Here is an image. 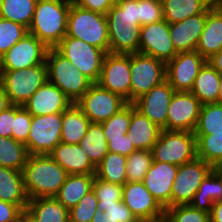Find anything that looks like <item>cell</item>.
I'll list each match as a JSON object with an SVG mask.
<instances>
[{"mask_svg":"<svg viewBox=\"0 0 222 222\" xmlns=\"http://www.w3.org/2000/svg\"><path fill=\"white\" fill-rule=\"evenodd\" d=\"M70 6V0H38L28 33L55 48L66 36Z\"/></svg>","mask_w":222,"mask_h":222,"instance_id":"cell-3","label":"cell"},{"mask_svg":"<svg viewBox=\"0 0 222 222\" xmlns=\"http://www.w3.org/2000/svg\"><path fill=\"white\" fill-rule=\"evenodd\" d=\"M175 90L167 80L151 88L133 102L137 110L162 130H166L168 107Z\"/></svg>","mask_w":222,"mask_h":222,"instance_id":"cell-19","label":"cell"},{"mask_svg":"<svg viewBox=\"0 0 222 222\" xmlns=\"http://www.w3.org/2000/svg\"><path fill=\"white\" fill-rule=\"evenodd\" d=\"M91 222H109L106 212L97 210L92 218Z\"/></svg>","mask_w":222,"mask_h":222,"instance_id":"cell-56","label":"cell"},{"mask_svg":"<svg viewBox=\"0 0 222 222\" xmlns=\"http://www.w3.org/2000/svg\"><path fill=\"white\" fill-rule=\"evenodd\" d=\"M48 81L56 85L73 103L89 89L92 82L56 48L46 58Z\"/></svg>","mask_w":222,"mask_h":222,"instance_id":"cell-5","label":"cell"},{"mask_svg":"<svg viewBox=\"0 0 222 222\" xmlns=\"http://www.w3.org/2000/svg\"><path fill=\"white\" fill-rule=\"evenodd\" d=\"M22 173L29 200L54 197L68 176L49 154L29 155Z\"/></svg>","mask_w":222,"mask_h":222,"instance_id":"cell-2","label":"cell"},{"mask_svg":"<svg viewBox=\"0 0 222 222\" xmlns=\"http://www.w3.org/2000/svg\"><path fill=\"white\" fill-rule=\"evenodd\" d=\"M73 102L47 81L22 106L32 115L63 113Z\"/></svg>","mask_w":222,"mask_h":222,"instance_id":"cell-21","label":"cell"},{"mask_svg":"<svg viewBox=\"0 0 222 222\" xmlns=\"http://www.w3.org/2000/svg\"><path fill=\"white\" fill-rule=\"evenodd\" d=\"M97 209L106 212L109 222H139L123 201L110 206H97Z\"/></svg>","mask_w":222,"mask_h":222,"instance_id":"cell-47","label":"cell"},{"mask_svg":"<svg viewBox=\"0 0 222 222\" xmlns=\"http://www.w3.org/2000/svg\"><path fill=\"white\" fill-rule=\"evenodd\" d=\"M66 36L82 41L109 53V33L106 15L71 4Z\"/></svg>","mask_w":222,"mask_h":222,"instance_id":"cell-4","label":"cell"},{"mask_svg":"<svg viewBox=\"0 0 222 222\" xmlns=\"http://www.w3.org/2000/svg\"><path fill=\"white\" fill-rule=\"evenodd\" d=\"M0 200L27 208L29 198L24 188L23 173L8 167H0Z\"/></svg>","mask_w":222,"mask_h":222,"instance_id":"cell-26","label":"cell"},{"mask_svg":"<svg viewBox=\"0 0 222 222\" xmlns=\"http://www.w3.org/2000/svg\"><path fill=\"white\" fill-rule=\"evenodd\" d=\"M55 48L92 83L98 82L107 54L105 51L69 36H65Z\"/></svg>","mask_w":222,"mask_h":222,"instance_id":"cell-8","label":"cell"},{"mask_svg":"<svg viewBox=\"0 0 222 222\" xmlns=\"http://www.w3.org/2000/svg\"><path fill=\"white\" fill-rule=\"evenodd\" d=\"M207 60L198 52H178L166 64V80L175 91H191L195 78Z\"/></svg>","mask_w":222,"mask_h":222,"instance_id":"cell-17","label":"cell"},{"mask_svg":"<svg viewBox=\"0 0 222 222\" xmlns=\"http://www.w3.org/2000/svg\"><path fill=\"white\" fill-rule=\"evenodd\" d=\"M217 201H222V170L214 168L200 184L190 205L210 214Z\"/></svg>","mask_w":222,"mask_h":222,"instance_id":"cell-27","label":"cell"},{"mask_svg":"<svg viewBox=\"0 0 222 222\" xmlns=\"http://www.w3.org/2000/svg\"><path fill=\"white\" fill-rule=\"evenodd\" d=\"M49 49L36 36L27 33L0 58V70H20L46 63Z\"/></svg>","mask_w":222,"mask_h":222,"instance_id":"cell-13","label":"cell"},{"mask_svg":"<svg viewBox=\"0 0 222 222\" xmlns=\"http://www.w3.org/2000/svg\"><path fill=\"white\" fill-rule=\"evenodd\" d=\"M162 5L164 20L173 24L197 14H206L210 0H165Z\"/></svg>","mask_w":222,"mask_h":222,"instance_id":"cell-31","label":"cell"},{"mask_svg":"<svg viewBox=\"0 0 222 222\" xmlns=\"http://www.w3.org/2000/svg\"><path fill=\"white\" fill-rule=\"evenodd\" d=\"M130 103L166 80V63L141 53L130 54Z\"/></svg>","mask_w":222,"mask_h":222,"instance_id":"cell-9","label":"cell"},{"mask_svg":"<svg viewBox=\"0 0 222 222\" xmlns=\"http://www.w3.org/2000/svg\"><path fill=\"white\" fill-rule=\"evenodd\" d=\"M32 115L21 105H14V125L12 138L26 144L29 136Z\"/></svg>","mask_w":222,"mask_h":222,"instance_id":"cell-45","label":"cell"},{"mask_svg":"<svg viewBox=\"0 0 222 222\" xmlns=\"http://www.w3.org/2000/svg\"><path fill=\"white\" fill-rule=\"evenodd\" d=\"M210 222H222V201L214 202L210 213Z\"/></svg>","mask_w":222,"mask_h":222,"instance_id":"cell-52","label":"cell"},{"mask_svg":"<svg viewBox=\"0 0 222 222\" xmlns=\"http://www.w3.org/2000/svg\"><path fill=\"white\" fill-rule=\"evenodd\" d=\"M109 53H138L140 39L139 0H116L107 12Z\"/></svg>","mask_w":222,"mask_h":222,"instance_id":"cell-1","label":"cell"},{"mask_svg":"<svg viewBox=\"0 0 222 222\" xmlns=\"http://www.w3.org/2000/svg\"><path fill=\"white\" fill-rule=\"evenodd\" d=\"M49 156L56 161L68 175L95 174L96 166L90 161L79 144L60 142L49 153Z\"/></svg>","mask_w":222,"mask_h":222,"instance_id":"cell-23","label":"cell"},{"mask_svg":"<svg viewBox=\"0 0 222 222\" xmlns=\"http://www.w3.org/2000/svg\"><path fill=\"white\" fill-rule=\"evenodd\" d=\"M14 125V104L0 113V136L12 138Z\"/></svg>","mask_w":222,"mask_h":222,"instance_id":"cell-50","label":"cell"},{"mask_svg":"<svg viewBox=\"0 0 222 222\" xmlns=\"http://www.w3.org/2000/svg\"><path fill=\"white\" fill-rule=\"evenodd\" d=\"M98 205V199L93 191H89L78 202L76 206L69 210V219L73 222H91Z\"/></svg>","mask_w":222,"mask_h":222,"instance_id":"cell-44","label":"cell"},{"mask_svg":"<svg viewBox=\"0 0 222 222\" xmlns=\"http://www.w3.org/2000/svg\"><path fill=\"white\" fill-rule=\"evenodd\" d=\"M222 50V11L210 7L206 13V23L200 35L196 51L206 60Z\"/></svg>","mask_w":222,"mask_h":222,"instance_id":"cell-25","label":"cell"},{"mask_svg":"<svg viewBox=\"0 0 222 222\" xmlns=\"http://www.w3.org/2000/svg\"><path fill=\"white\" fill-rule=\"evenodd\" d=\"M38 0H0V17L29 28Z\"/></svg>","mask_w":222,"mask_h":222,"instance_id":"cell-36","label":"cell"},{"mask_svg":"<svg viewBox=\"0 0 222 222\" xmlns=\"http://www.w3.org/2000/svg\"><path fill=\"white\" fill-rule=\"evenodd\" d=\"M206 14H197L181 22L169 24L171 41L177 52L196 51V47L204 30Z\"/></svg>","mask_w":222,"mask_h":222,"instance_id":"cell-22","label":"cell"},{"mask_svg":"<svg viewBox=\"0 0 222 222\" xmlns=\"http://www.w3.org/2000/svg\"><path fill=\"white\" fill-rule=\"evenodd\" d=\"M27 33L25 26L0 17V58Z\"/></svg>","mask_w":222,"mask_h":222,"instance_id":"cell-43","label":"cell"},{"mask_svg":"<svg viewBox=\"0 0 222 222\" xmlns=\"http://www.w3.org/2000/svg\"><path fill=\"white\" fill-rule=\"evenodd\" d=\"M116 0H70L71 4L78 5L90 11L106 15L114 6Z\"/></svg>","mask_w":222,"mask_h":222,"instance_id":"cell-48","label":"cell"},{"mask_svg":"<svg viewBox=\"0 0 222 222\" xmlns=\"http://www.w3.org/2000/svg\"><path fill=\"white\" fill-rule=\"evenodd\" d=\"M220 132H222V104L202 105L193 134L211 135Z\"/></svg>","mask_w":222,"mask_h":222,"instance_id":"cell-38","label":"cell"},{"mask_svg":"<svg viewBox=\"0 0 222 222\" xmlns=\"http://www.w3.org/2000/svg\"><path fill=\"white\" fill-rule=\"evenodd\" d=\"M130 77V54L107 53L97 83L130 103Z\"/></svg>","mask_w":222,"mask_h":222,"instance_id":"cell-14","label":"cell"},{"mask_svg":"<svg viewBox=\"0 0 222 222\" xmlns=\"http://www.w3.org/2000/svg\"><path fill=\"white\" fill-rule=\"evenodd\" d=\"M163 222H210V214L190 204L165 209Z\"/></svg>","mask_w":222,"mask_h":222,"instance_id":"cell-40","label":"cell"},{"mask_svg":"<svg viewBox=\"0 0 222 222\" xmlns=\"http://www.w3.org/2000/svg\"><path fill=\"white\" fill-rule=\"evenodd\" d=\"M161 130L130 103V125L126 134L135 149L152 150Z\"/></svg>","mask_w":222,"mask_h":222,"instance_id":"cell-24","label":"cell"},{"mask_svg":"<svg viewBox=\"0 0 222 222\" xmlns=\"http://www.w3.org/2000/svg\"><path fill=\"white\" fill-rule=\"evenodd\" d=\"M62 113L32 116L26 145L29 155L49 154L61 142Z\"/></svg>","mask_w":222,"mask_h":222,"instance_id":"cell-11","label":"cell"},{"mask_svg":"<svg viewBox=\"0 0 222 222\" xmlns=\"http://www.w3.org/2000/svg\"><path fill=\"white\" fill-rule=\"evenodd\" d=\"M221 77V74L207 61L198 72L190 92L198 98L202 105L218 103Z\"/></svg>","mask_w":222,"mask_h":222,"instance_id":"cell-29","label":"cell"},{"mask_svg":"<svg viewBox=\"0 0 222 222\" xmlns=\"http://www.w3.org/2000/svg\"><path fill=\"white\" fill-rule=\"evenodd\" d=\"M210 7L222 11V0H210Z\"/></svg>","mask_w":222,"mask_h":222,"instance_id":"cell-57","label":"cell"},{"mask_svg":"<svg viewBox=\"0 0 222 222\" xmlns=\"http://www.w3.org/2000/svg\"><path fill=\"white\" fill-rule=\"evenodd\" d=\"M202 104L190 91H175L168 107L166 130L193 132Z\"/></svg>","mask_w":222,"mask_h":222,"instance_id":"cell-18","label":"cell"},{"mask_svg":"<svg viewBox=\"0 0 222 222\" xmlns=\"http://www.w3.org/2000/svg\"><path fill=\"white\" fill-rule=\"evenodd\" d=\"M17 222H37V220L27 209H25L20 212Z\"/></svg>","mask_w":222,"mask_h":222,"instance_id":"cell-55","label":"cell"},{"mask_svg":"<svg viewBox=\"0 0 222 222\" xmlns=\"http://www.w3.org/2000/svg\"><path fill=\"white\" fill-rule=\"evenodd\" d=\"M107 146L109 152L118 153L125 157L136 150L127 134L124 135V138L107 139Z\"/></svg>","mask_w":222,"mask_h":222,"instance_id":"cell-49","label":"cell"},{"mask_svg":"<svg viewBox=\"0 0 222 222\" xmlns=\"http://www.w3.org/2000/svg\"><path fill=\"white\" fill-rule=\"evenodd\" d=\"M47 81L46 63L20 70H0V83L14 105L22 106Z\"/></svg>","mask_w":222,"mask_h":222,"instance_id":"cell-7","label":"cell"},{"mask_svg":"<svg viewBox=\"0 0 222 222\" xmlns=\"http://www.w3.org/2000/svg\"><path fill=\"white\" fill-rule=\"evenodd\" d=\"M91 121L84 115L80 108L72 103L62 113L61 142L79 144L86 134Z\"/></svg>","mask_w":222,"mask_h":222,"instance_id":"cell-30","label":"cell"},{"mask_svg":"<svg viewBox=\"0 0 222 222\" xmlns=\"http://www.w3.org/2000/svg\"><path fill=\"white\" fill-rule=\"evenodd\" d=\"M163 5L157 0H139V25L163 20Z\"/></svg>","mask_w":222,"mask_h":222,"instance_id":"cell-46","label":"cell"},{"mask_svg":"<svg viewBox=\"0 0 222 222\" xmlns=\"http://www.w3.org/2000/svg\"><path fill=\"white\" fill-rule=\"evenodd\" d=\"M95 174L68 175L65 183L54 196L66 209L70 210L92 190Z\"/></svg>","mask_w":222,"mask_h":222,"instance_id":"cell-28","label":"cell"},{"mask_svg":"<svg viewBox=\"0 0 222 222\" xmlns=\"http://www.w3.org/2000/svg\"><path fill=\"white\" fill-rule=\"evenodd\" d=\"M92 189L98 199L97 206H110L122 201L123 185L103 181L94 175Z\"/></svg>","mask_w":222,"mask_h":222,"instance_id":"cell-42","label":"cell"},{"mask_svg":"<svg viewBox=\"0 0 222 222\" xmlns=\"http://www.w3.org/2000/svg\"><path fill=\"white\" fill-rule=\"evenodd\" d=\"M222 76V50L207 60Z\"/></svg>","mask_w":222,"mask_h":222,"instance_id":"cell-53","label":"cell"},{"mask_svg":"<svg viewBox=\"0 0 222 222\" xmlns=\"http://www.w3.org/2000/svg\"><path fill=\"white\" fill-rule=\"evenodd\" d=\"M79 146L85 151L90 161L98 166L109 152L102 125L91 123L86 134L80 140Z\"/></svg>","mask_w":222,"mask_h":222,"instance_id":"cell-33","label":"cell"},{"mask_svg":"<svg viewBox=\"0 0 222 222\" xmlns=\"http://www.w3.org/2000/svg\"><path fill=\"white\" fill-rule=\"evenodd\" d=\"M197 158L216 169L222 168V132L211 135H195Z\"/></svg>","mask_w":222,"mask_h":222,"instance_id":"cell-37","label":"cell"},{"mask_svg":"<svg viewBox=\"0 0 222 222\" xmlns=\"http://www.w3.org/2000/svg\"><path fill=\"white\" fill-rule=\"evenodd\" d=\"M138 53L154 57L166 64L177 55L167 21L163 19L140 27Z\"/></svg>","mask_w":222,"mask_h":222,"instance_id":"cell-15","label":"cell"},{"mask_svg":"<svg viewBox=\"0 0 222 222\" xmlns=\"http://www.w3.org/2000/svg\"><path fill=\"white\" fill-rule=\"evenodd\" d=\"M128 102L98 83H92L88 91L75 103L91 123L101 124L115 115Z\"/></svg>","mask_w":222,"mask_h":222,"instance_id":"cell-10","label":"cell"},{"mask_svg":"<svg viewBox=\"0 0 222 222\" xmlns=\"http://www.w3.org/2000/svg\"><path fill=\"white\" fill-rule=\"evenodd\" d=\"M151 151L153 161L180 166L197 158L196 137L189 131L161 130Z\"/></svg>","mask_w":222,"mask_h":222,"instance_id":"cell-6","label":"cell"},{"mask_svg":"<svg viewBox=\"0 0 222 222\" xmlns=\"http://www.w3.org/2000/svg\"><path fill=\"white\" fill-rule=\"evenodd\" d=\"M12 104L9 101V98L0 83V113L10 107Z\"/></svg>","mask_w":222,"mask_h":222,"instance_id":"cell-54","label":"cell"},{"mask_svg":"<svg viewBox=\"0 0 222 222\" xmlns=\"http://www.w3.org/2000/svg\"><path fill=\"white\" fill-rule=\"evenodd\" d=\"M213 169L199 158L178 166L171 188V207L190 204L200 184Z\"/></svg>","mask_w":222,"mask_h":222,"instance_id":"cell-12","label":"cell"},{"mask_svg":"<svg viewBox=\"0 0 222 222\" xmlns=\"http://www.w3.org/2000/svg\"><path fill=\"white\" fill-rule=\"evenodd\" d=\"M28 157L29 153L24 143L0 136V167L22 172Z\"/></svg>","mask_w":222,"mask_h":222,"instance_id":"cell-35","label":"cell"},{"mask_svg":"<svg viewBox=\"0 0 222 222\" xmlns=\"http://www.w3.org/2000/svg\"><path fill=\"white\" fill-rule=\"evenodd\" d=\"M122 201L139 221L163 222L165 209L143 182H126L123 185Z\"/></svg>","mask_w":222,"mask_h":222,"instance_id":"cell-16","label":"cell"},{"mask_svg":"<svg viewBox=\"0 0 222 222\" xmlns=\"http://www.w3.org/2000/svg\"><path fill=\"white\" fill-rule=\"evenodd\" d=\"M153 162L151 150L136 149L126 157L127 182H142Z\"/></svg>","mask_w":222,"mask_h":222,"instance_id":"cell-39","label":"cell"},{"mask_svg":"<svg viewBox=\"0 0 222 222\" xmlns=\"http://www.w3.org/2000/svg\"><path fill=\"white\" fill-rule=\"evenodd\" d=\"M106 139L124 138L130 125V103L101 123Z\"/></svg>","mask_w":222,"mask_h":222,"instance_id":"cell-41","label":"cell"},{"mask_svg":"<svg viewBox=\"0 0 222 222\" xmlns=\"http://www.w3.org/2000/svg\"><path fill=\"white\" fill-rule=\"evenodd\" d=\"M95 176L106 182L124 185L127 182L126 157L108 152L96 166Z\"/></svg>","mask_w":222,"mask_h":222,"instance_id":"cell-34","label":"cell"},{"mask_svg":"<svg viewBox=\"0 0 222 222\" xmlns=\"http://www.w3.org/2000/svg\"><path fill=\"white\" fill-rule=\"evenodd\" d=\"M178 171V165L153 161L143 178V184L164 208L171 207V188Z\"/></svg>","mask_w":222,"mask_h":222,"instance_id":"cell-20","label":"cell"},{"mask_svg":"<svg viewBox=\"0 0 222 222\" xmlns=\"http://www.w3.org/2000/svg\"><path fill=\"white\" fill-rule=\"evenodd\" d=\"M218 103L222 104V77L219 85V93H218Z\"/></svg>","mask_w":222,"mask_h":222,"instance_id":"cell-58","label":"cell"},{"mask_svg":"<svg viewBox=\"0 0 222 222\" xmlns=\"http://www.w3.org/2000/svg\"><path fill=\"white\" fill-rule=\"evenodd\" d=\"M21 211L17 205L0 200V222H17Z\"/></svg>","mask_w":222,"mask_h":222,"instance_id":"cell-51","label":"cell"},{"mask_svg":"<svg viewBox=\"0 0 222 222\" xmlns=\"http://www.w3.org/2000/svg\"><path fill=\"white\" fill-rule=\"evenodd\" d=\"M26 209L37 222H66L69 219V210L55 197L30 199Z\"/></svg>","mask_w":222,"mask_h":222,"instance_id":"cell-32","label":"cell"}]
</instances>
